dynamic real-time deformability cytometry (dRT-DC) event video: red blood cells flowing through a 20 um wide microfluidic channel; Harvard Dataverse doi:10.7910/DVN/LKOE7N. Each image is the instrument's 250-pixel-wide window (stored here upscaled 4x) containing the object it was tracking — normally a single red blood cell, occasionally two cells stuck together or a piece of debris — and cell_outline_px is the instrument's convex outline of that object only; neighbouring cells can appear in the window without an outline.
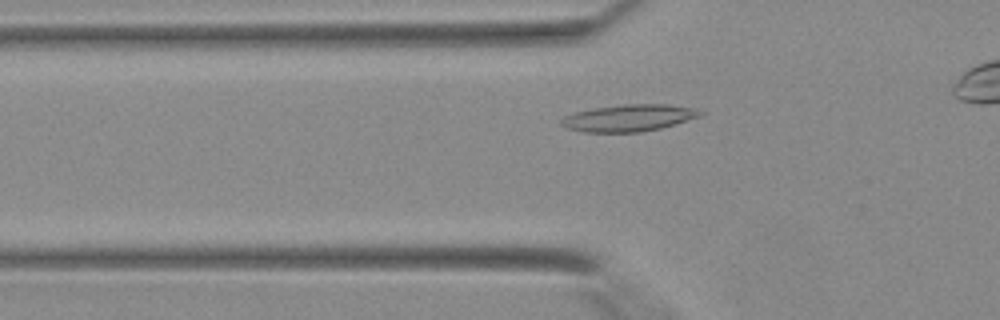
{"species": "Egyptian fruit bat (a non-hibernating species)", "species_latin": "Rousettus aegyptiacus", "temperature_condition": "warm", "stored_images_in_passage": 25, "camera_frame_rate_fps": 3000, "um_per_image_px": 0.085, "animal": {"sex": "female"}, "frame": {"image": 1, "passage_image": 2, "time_ms": 0.333, "image_size_px": [1000, 320], "cell_outline_px": [[704, 112], [700, 116], [660, 128], [640, 132], [584, 132], [568, 128], [560, 124], [560, 120], [564, 116], [576, 112], [592, 108], [624, 104], [668, 104], [696, 108]], "centroid_in_image_um": [53.44, 10.01], "position_along_channel_um": 72.4, "area_um2": 21.68}}
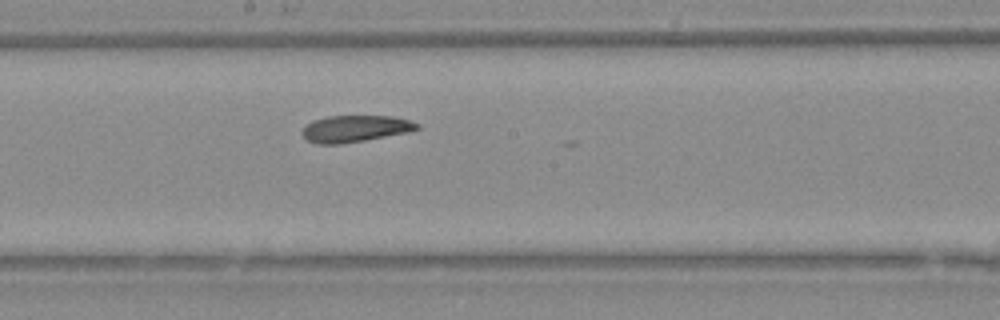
{"frame": {"image": 2, "passage_image": 11, "time_ms": 3.333, "image_size_px": [1000, 320], "cell_outline_px": [[420, 128], [408, 132], [364, 140], [340, 144], [320, 144], [308, 140], [300, 132], [312, 120], [328, 116], [392, 116], [412, 120], [420, 124]], "centroid_in_image_um": [30.22, 10.92], "position_along_channel_um": 218.0, "area_um2": 17.8}}
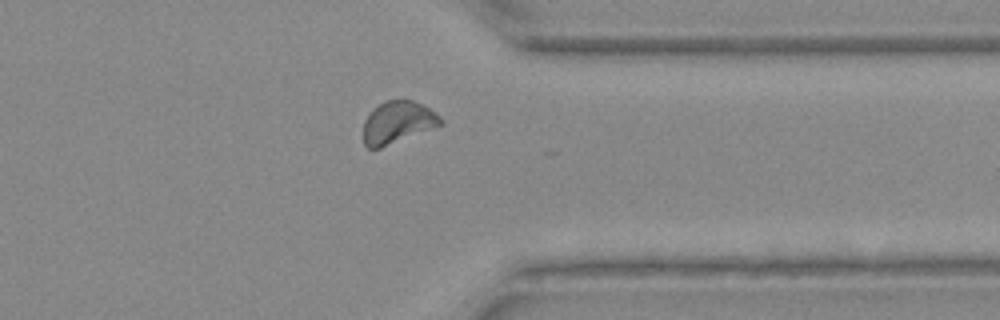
{"frame": {"image": 3, "passage_image": 21, "time_ms": 6.667, "image_size_px": [1000, 320], "cell_outline_px": [[444, 124], [380, 148], [368, 148], [364, 144], [364, 120], [372, 108], [384, 100], [412, 100], [428, 108], [440, 116], [444, 120]], "centroid_in_image_um": [33.79, 10.39], "position_along_channel_um": 377.6, "area_um2": 18.96}}